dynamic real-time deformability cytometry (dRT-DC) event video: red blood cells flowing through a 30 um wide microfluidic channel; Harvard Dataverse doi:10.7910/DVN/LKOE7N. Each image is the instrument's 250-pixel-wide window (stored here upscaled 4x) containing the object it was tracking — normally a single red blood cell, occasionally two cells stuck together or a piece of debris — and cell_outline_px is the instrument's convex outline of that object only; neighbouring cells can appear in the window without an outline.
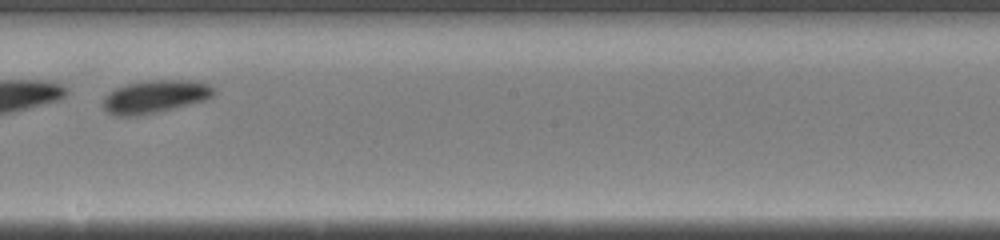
{"species": "common noctule bat (a hibernating species)", "species_latin": "Nyctalus noctula", "temperature_condition": "warm", "stored_images_in_passage": 29, "camera_frame_rate_fps": 3000, "um_per_image_px": 0.085, "animal": {"sex": "female", "body_mass_g": 20.0, "forearm_length_mm": 54.0}, "frame": {"image": 1, "passage_image": 13, "time_ms": 4.0, "image_size_px": [1000, 240], "cell_outline_px": [[216, 92], [212, 96], [204, 100], [156, 112], [136, 116], [116, 116], [108, 112], [104, 108], [104, 96], [108, 92], [116, 88], [128, 84], [148, 80], [192, 80], [208, 84], [216, 88]], "centroid_in_image_um": [13.18, 8.2], "position_along_channel_um": 235.0, "area_um2": 21.04}}